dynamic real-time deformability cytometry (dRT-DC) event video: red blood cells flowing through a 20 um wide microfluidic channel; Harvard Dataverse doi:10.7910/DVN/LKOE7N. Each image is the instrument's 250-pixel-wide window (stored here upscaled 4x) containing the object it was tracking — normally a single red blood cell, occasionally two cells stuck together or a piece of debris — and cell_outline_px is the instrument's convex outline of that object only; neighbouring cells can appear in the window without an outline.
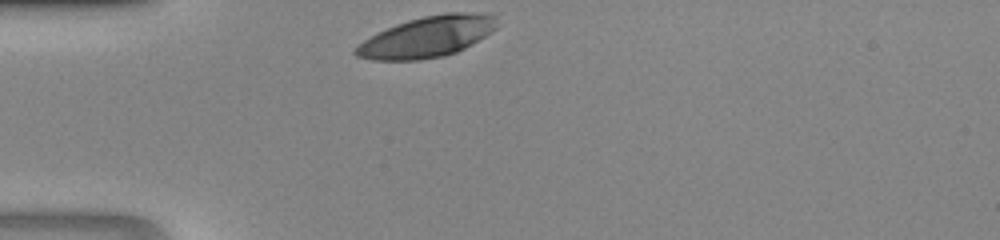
{"species": "human", "species_latin": "Homo sapiens", "temperature_condition": "room temperature", "stored_images_in_passage": 25, "camera_frame_rate_fps": 3000, "um_per_image_px": 0.085, "donor": {"sex": "male"}, "frame": {"image": 1, "passage_image": 1, "time_ms": 0.0, "image_size_px": [1000, 240], "cell_outline_px": [[496, 28], [492, 32], [472, 44], [456, 52], [444, 56], [420, 60], [372, 60], [356, 56], [352, 52], [364, 40], [396, 24], [408, 20], [424, 16], [444, 12], [484, 12], [496, 16]], "centroid_in_image_um": [36.36, 3.12], "position_along_channel_um": 48.6, "area_um2": 33.64}}
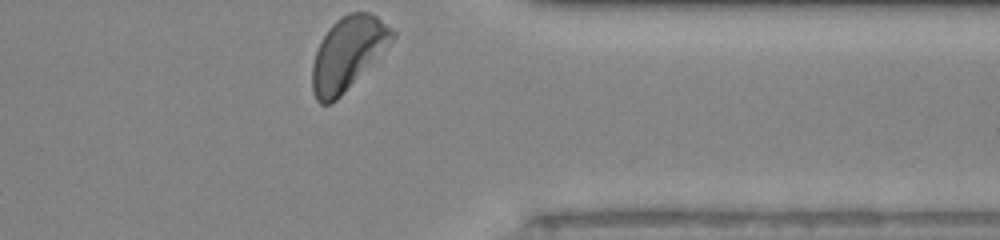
{"frame": {"image": 2, "passage_image": 25, "time_ms": 8.0, "image_size_px": [1000, 240], "cell_outline_px": [[396, 36], [340, 96], [336, 100], [328, 104], [320, 104], [316, 100], [312, 92], [312, 64], [320, 40], [328, 28], [336, 20], [348, 12], [368, 12], [376, 16], [396, 32]], "centroid_in_image_um": [29.52, 4.52], "position_along_channel_um": 381.9, "area_um2": 33.41}}